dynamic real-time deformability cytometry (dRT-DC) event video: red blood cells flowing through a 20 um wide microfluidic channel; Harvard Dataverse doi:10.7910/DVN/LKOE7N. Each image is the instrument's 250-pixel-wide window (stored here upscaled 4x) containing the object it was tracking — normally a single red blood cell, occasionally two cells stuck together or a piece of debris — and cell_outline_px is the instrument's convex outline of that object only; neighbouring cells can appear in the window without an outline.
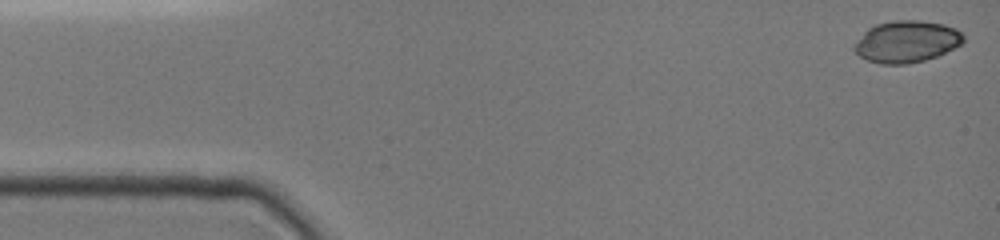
{"species": "common noctule bat (a hibernating species)", "species_latin": "Nyctalus noctula", "temperature_condition": "cold", "stored_images_in_passage": 41, "camera_frame_rate_fps": 3000, "um_per_image_px": 0.085, "animal": {"sex": "female", "body_mass_g": 19.0, "forearm_length_mm": 51.5}, "frame": {"image": 1, "passage_image": 1, "time_ms": 0.0, "image_size_px": [1000, 240], "cell_outline_px": [[964, 44], [936, 56], [924, 60], [908, 64], [880, 64], [868, 60], [860, 56], [852, 48], [852, 44], [868, 28], [876, 24], [896, 20], [920, 20], [944, 24], [956, 28], [964, 36]], "centroid_in_image_um": [77.06, 3.53], "position_along_channel_um": 7.9, "area_um2": 26.76}}
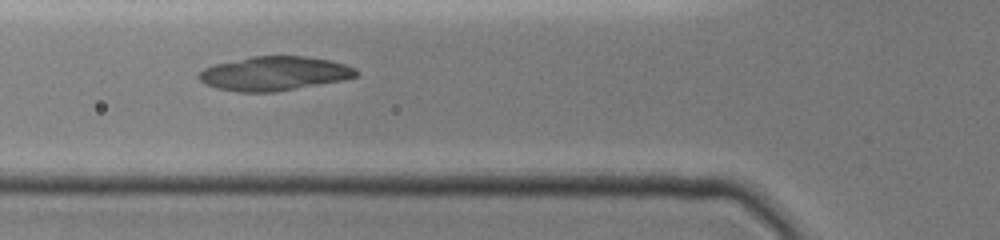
{"frame": {"image": 2, "passage_image": 17, "time_ms": 5.333, "image_size_px": [1000, 240], "cell_outline_px": [[356, 76], [344, 80], [276, 92], [240, 92], [220, 88], [208, 84], [200, 80], [200, 72], [204, 68], [212, 64], [252, 56], [308, 56], [328, 60], [344, 64], [356, 68]], "centroid_in_image_um": [23.33, 6.24], "position_along_channel_um": 102.5, "area_um2": 31.04}}
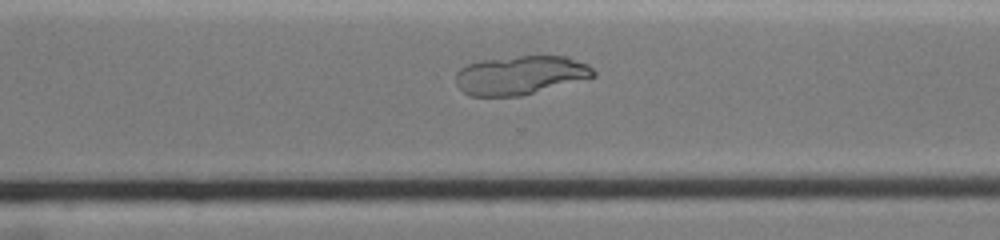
{"frame": {"image": 3, "passage_image": 34, "time_ms": 11.0, "image_size_px": [1000, 240], "cell_outline_px": [[596, 76], [520, 96], [472, 96], [464, 92], [456, 84], [456, 72], [460, 68], [468, 64], [484, 60], [520, 56], [568, 56], [588, 64], [596, 72]], "centroid_in_image_um": [44.24, 6.38], "position_along_channel_um": 326.4, "area_um2": 30.92}}